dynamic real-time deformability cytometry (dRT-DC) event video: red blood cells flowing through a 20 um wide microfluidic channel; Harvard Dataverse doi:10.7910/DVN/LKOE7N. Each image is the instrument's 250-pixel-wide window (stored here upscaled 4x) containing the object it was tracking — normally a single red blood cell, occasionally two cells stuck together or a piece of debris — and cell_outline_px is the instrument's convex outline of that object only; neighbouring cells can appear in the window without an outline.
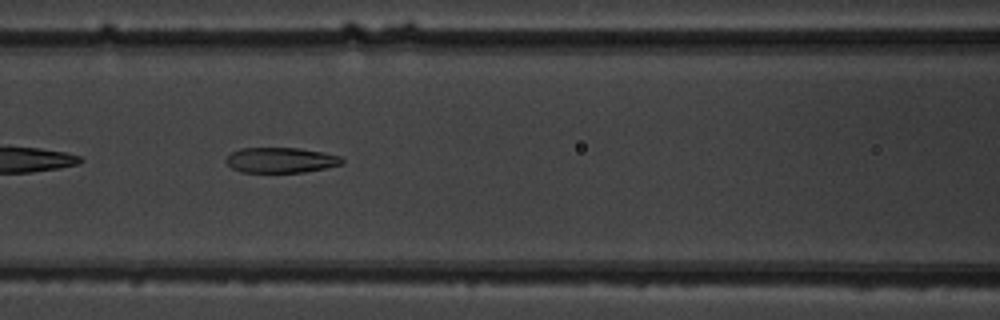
{"species": "common noctule bat (a hibernating species)", "species_latin": "Nyctalus noctula", "temperature_condition": "warm", "stored_images_in_passage": 8, "camera_frame_rate_fps": 3000, "um_per_image_px": 0.085, "animal": {"sex": "male", "body_mass_g": 19.5, "forearm_length_mm": 54.6}, "frame": {"image": 1, "passage_image": 7, "time_ms": 7.667, "image_size_px": [1000, 320], "cell_outline_px": [[344, 164], [304, 172], [240, 172], [232, 168], [224, 160], [232, 152], [240, 148], [300, 148], [324, 152], [340, 156], [344, 160]], "centroid_in_image_um": [23.88, 13.61], "position_along_channel_um": 142.7, "area_um2": 17.17}}